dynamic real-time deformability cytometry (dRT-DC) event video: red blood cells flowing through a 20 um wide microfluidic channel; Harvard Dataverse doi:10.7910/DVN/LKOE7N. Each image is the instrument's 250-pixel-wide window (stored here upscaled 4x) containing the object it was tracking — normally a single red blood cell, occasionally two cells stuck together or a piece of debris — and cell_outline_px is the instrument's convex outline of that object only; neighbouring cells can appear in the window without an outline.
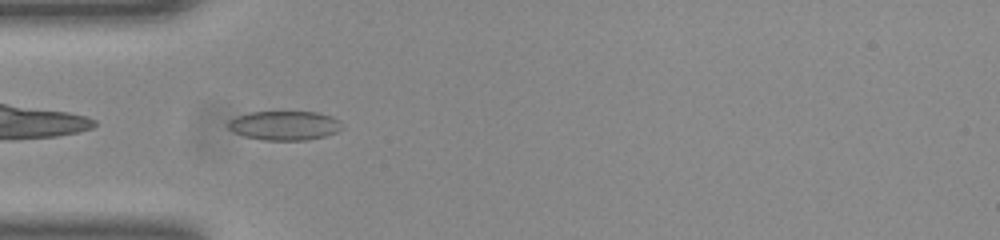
{"species": "common noctule bat (a hibernating species)", "species_latin": "Nyctalus noctula", "temperature_condition": "room temperature", "stored_images_in_passage": 36, "camera_frame_rate_fps": 3000, "um_per_image_px": 0.085, "animal": {"sex": "female", "body_mass_g": 23.0, "forearm_length_mm": 53.4}, "frame": {"image": 1, "passage_image": 1, "time_ms": 0.0, "image_size_px": [1000, 240], "cell_outline_px": [[344, 128], [336, 132], [324, 136], [304, 140], [264, 140], [244, 136], [232, 132], [228, 128], [228, 120], [236, 116], [248, 112], [316, 112], [332, 116], [340, 120]], "centroid_in_image_um": [24.17, 10.66], "position_along_channel_um": 60.8, "area_um2": 19.54}}
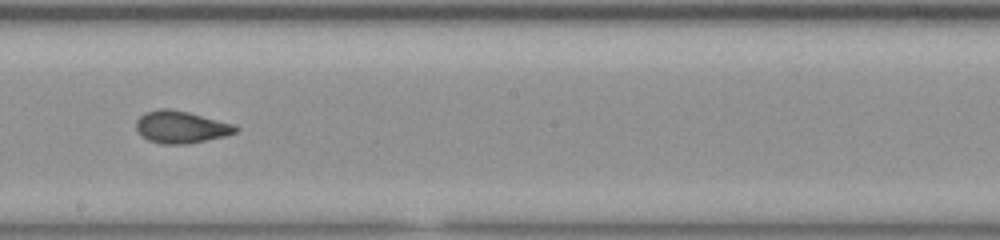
{"frame": {"image": 2, "passage_image": 14, "time_ms": 4.333, "image_size_px": [1000, 240], "cell_outline_px": [[240, 128], [236, 132], [224, 136], [188, 144], [160, 144], [148, 140], [140, 136], [136, 132], [136, 120], [144, 112], [160, 108], [168, 108], [188, 112], [236, 124]], "centroid_in_image_um": [15.36, 10.8], "position_along_channel_um": 232.8, "area_um2": 18.96}}
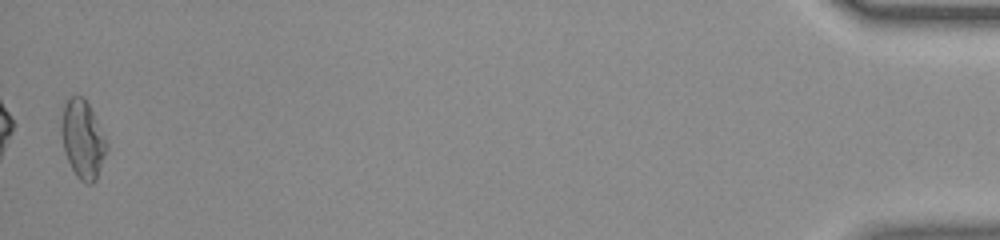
{"frame": {"image": 3, "passage_image": 36, "time_ms": 11.667, "image_size_px": [1000, 240], "cell_outline_px": [[108, 148], [96, 180], [92, 184], [88, 184], [80, 180], [76, 176], [64, 152], [60, 132], [60, 128], [64, 104], [72, 96], [84, 96], [108, 144]], "centroid_in_image_um": [7.02, 11.86], "position_along_channel_um": 428.2, "area_um2": 20.52}, "authors_computed_cell_mechanics": {"area_um2": 18.5827, "velocity_mm_per_s": 3.9991, "shape_relaxation_time_tau1_ms": null, "shape_relaxation_time_tau2_ms": 0.753, "deformation_change_tau1": null, "deformation_change_tau2": 0.07}}